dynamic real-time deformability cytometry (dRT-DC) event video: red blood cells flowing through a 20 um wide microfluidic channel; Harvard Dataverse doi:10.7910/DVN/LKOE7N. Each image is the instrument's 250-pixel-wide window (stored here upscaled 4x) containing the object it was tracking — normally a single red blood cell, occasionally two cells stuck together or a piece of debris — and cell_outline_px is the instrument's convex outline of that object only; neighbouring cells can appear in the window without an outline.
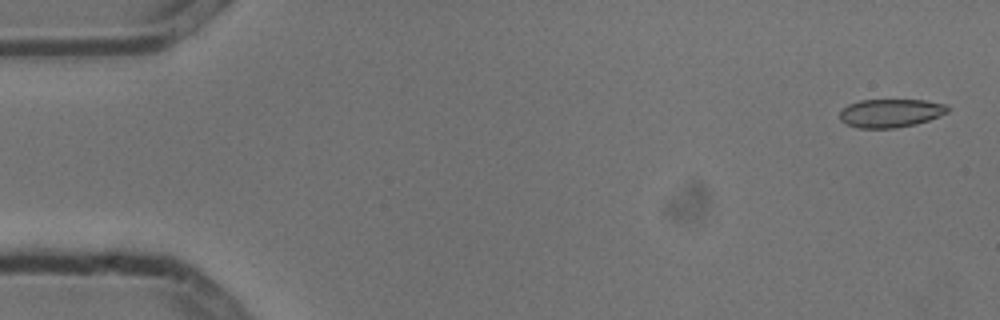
{"species": "common noctule bat (a hibernating species)", "species_latin": "Nyctalus noctula", "temperature_condition": "cold", "stored_images_in_passage": 5, "camera_frame_rate_fps": 3000, "um_per_image_px": 0.085, "animal": {"sex": "male", "body_mass_g": 13.3}, "frame": {"image": 1, "passage_image": 1, "time_ms": 0.0, "image_size_px": [1000, 320], "cell_outline_px": [[948, 112], [928, 120], [916, 124], [896, 128], [860, 128], [844, 124], [840, 120], [840, 112], [848, 104], [860, 100], [924, 100], [944, 104], [948, 108]], "centroid_in_image_um": [75.66, 9.62], "position_along_channel_um": 9.3, "area_um2": 17.8}}
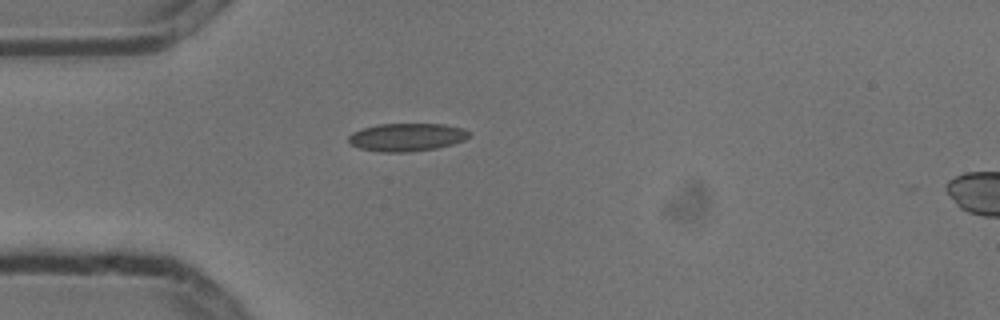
{"frame": {"image": 2, "passage_image": 4, "time_ms": 1.0, "image_size_px": [1000, 320], "cell_outline_px": [[468, 136], [464, 140], [452, 144], [436, 148], [404, 152], [380, 152], [360, 148], [348, 144], [348, 136], [352, 132], [364, 128], [380, 124], [444, 124], [464, 128], [468, 132]], "centroid_in_image_um": [34.54, 11.66], "position_along_channel_um": 50.5, "area_um2": 19.54}}